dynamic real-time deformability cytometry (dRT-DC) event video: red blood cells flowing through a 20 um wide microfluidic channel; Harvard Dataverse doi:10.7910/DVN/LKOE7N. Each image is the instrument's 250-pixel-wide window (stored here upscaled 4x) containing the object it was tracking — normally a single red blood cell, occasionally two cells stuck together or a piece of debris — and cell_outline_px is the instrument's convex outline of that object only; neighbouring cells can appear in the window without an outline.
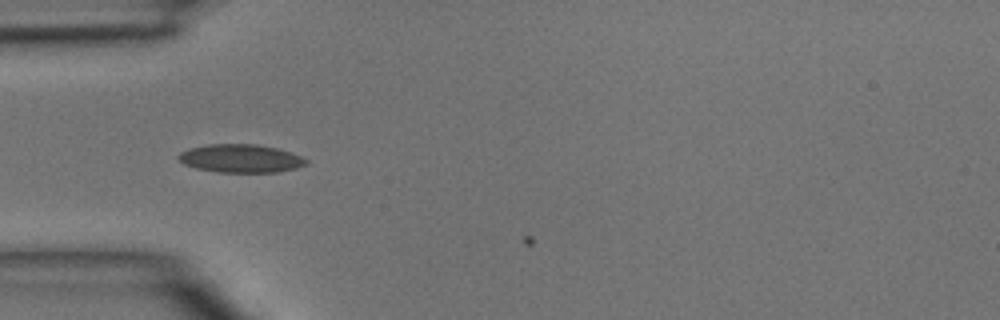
{"species": "common noctule bat (a hibernating species)", "species_latin": "Nyctalus noctula", "temperature_condition": "room temperature", "stored_images_in_passage": 4, "camera_frame_rate_fps": 3000, "um_per_image_px": 0.085, "animal": {"sex": "male", "body_mass_g": 15.6}, "frame": {"image": 1, "passage_image": 3, "time_ms": 0.667, "image_size_px": [1000, 320], "cell_outline_px": [[308, 164], [296, 168], [280, 172], [216, 172], [196, 168], [184, 164], [176, 156], [180, 152], [192, 148], [208, 144], [256, 144], [276, 148], [300, 156], [308, 160]], "centroid_in_image_um": [20.46, 13.47], "position_along_channel_um": 64.5, "area_um2": 20.92}}